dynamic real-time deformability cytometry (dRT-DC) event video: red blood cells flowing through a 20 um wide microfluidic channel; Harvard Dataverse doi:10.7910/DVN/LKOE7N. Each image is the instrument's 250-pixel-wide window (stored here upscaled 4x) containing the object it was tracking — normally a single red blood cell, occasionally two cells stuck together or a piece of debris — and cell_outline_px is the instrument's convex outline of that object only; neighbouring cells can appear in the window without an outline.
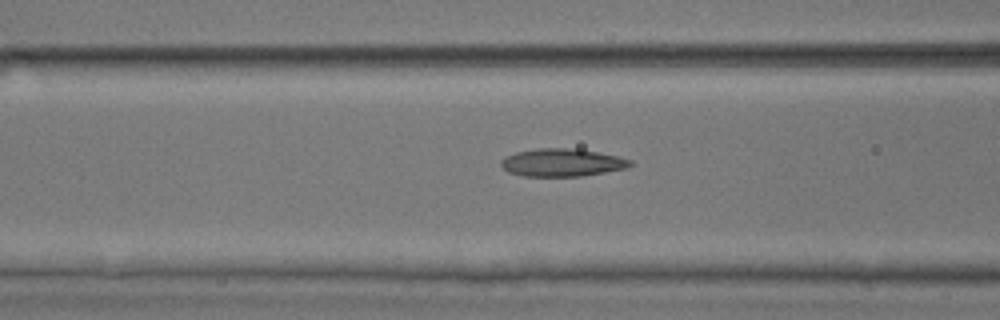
{"species": "common noctule bat (a hibernating species)", "species_latin": "Nyctalus noctula", "temperature_condition": "room temperature", "stored_images_in_passage": 39, "camera_frame_rate_fps": 3000, "um_per_image_px": 0.085, "animal": {"sex": "male", "body_mass_g": 17.9, "forearm_length_mm": 54.2}, "frame": {"image": 1, "passage_image": 17, "time_ms": 5.333, "image_size_px": [1000, 320], "cell_outline_px": [[632, 164], [628, 168], [580, 176], [524, 176], [508, 172], [500, 164], [500, 160], [516, 152], [536, 148], [568, 148], [596, 152], [620, 156], [632, 160]], "centroid_in_image_um": [47.78, 13.82], "position_along_channel_um": 118.8, "area_um2": 20.81}}
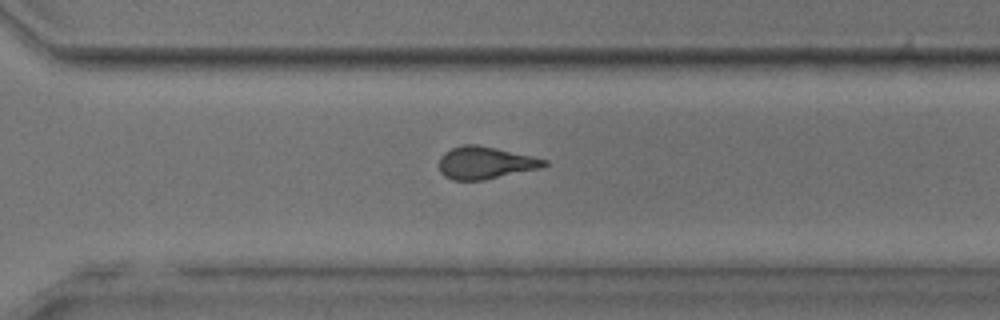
{"frame": {"image": 2, "passage_image": 33, "time_ms": 10.667, "image_size_px": [1000, 320], "cell_outline_px": [[548, 164], [540, 168], [484, 180], [452, 180], [444, 176], [440, 172], [440, 156], [444, 152], [452, 148], [464, 144], [476, 144], [496, 148], [532, 156], [548, 160]], "centroid_in_image_um": [41.23, 13.84], "position_along_channel_um": 329.4, "area_um2": 19.77}}
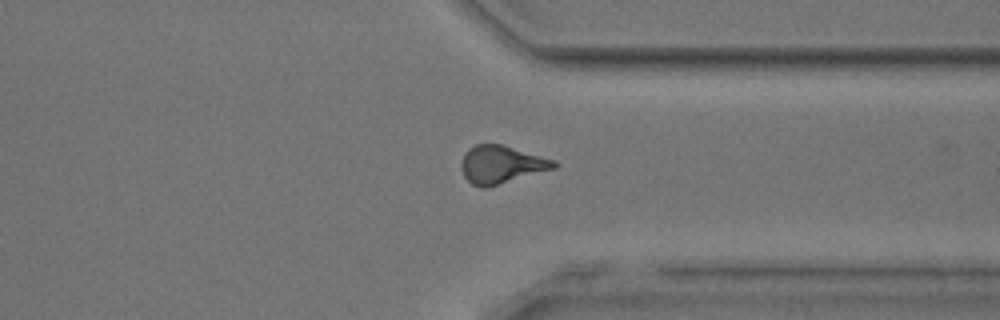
{"frame": {"image": 3, "passage_image": 36, "time_ms": 11.667, "image_size_px": [1000, 320], "cell_outline_px": [[556, 168], [484, 188], [480, 188], [472, 184], [464, 176], [460, 168], [460, 164], [464, 152], [468, 148], [476, 144], [504, 144], [556, 160]], "centroid_in_image_um": [42.59, 13.97], "position_along_channel_um": 368.8, "area_um2": 20.58}}